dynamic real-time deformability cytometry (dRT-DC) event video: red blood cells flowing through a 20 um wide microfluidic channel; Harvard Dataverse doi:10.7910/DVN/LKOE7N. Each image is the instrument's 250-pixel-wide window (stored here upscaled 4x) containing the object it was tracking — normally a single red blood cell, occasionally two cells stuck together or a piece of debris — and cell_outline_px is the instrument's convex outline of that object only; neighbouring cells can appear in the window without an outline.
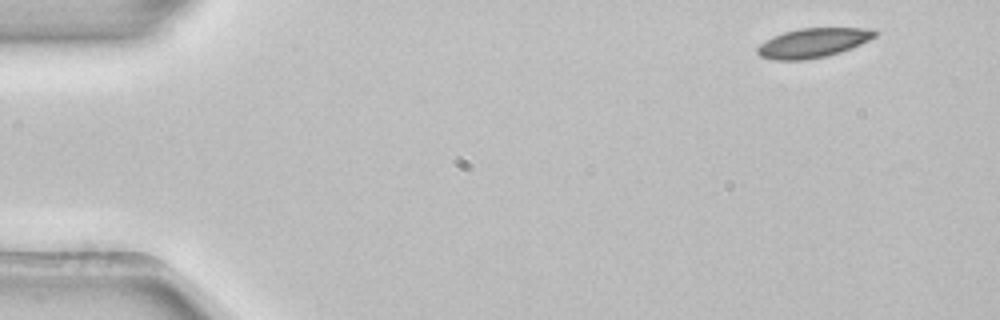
{"species": "common noctule bat (a hibernating species)", "species_latin": "Nyctalus noctula", "temperature_condition": "room temperature", "stored_images_in_passage": 5, "camera_frame_rate_fps": 3000, "um_per_image_px": 0.085, "animal": {"sex": "female", "body_mass_g": 22.7, "forearm_length_mm": 54.2}, "frame": {"image": 1, "passage_image": 5, "time_ms": 1.333, "image_size_px": [1000, 320], "cell_outline_px": [[880, 32], [876, 36], [852, 48], [840, 52], [824, 56], [804, 60], [772, 60], [760, 56], [756, 52], [756, 48], [764, 40], [772, 36], [784, 32], [800, 28], [876, 28]], "centroid_in_image_um": [69.11, 3.63], "position_along_channel_um": 15.9, "area_um2": 20.29}}